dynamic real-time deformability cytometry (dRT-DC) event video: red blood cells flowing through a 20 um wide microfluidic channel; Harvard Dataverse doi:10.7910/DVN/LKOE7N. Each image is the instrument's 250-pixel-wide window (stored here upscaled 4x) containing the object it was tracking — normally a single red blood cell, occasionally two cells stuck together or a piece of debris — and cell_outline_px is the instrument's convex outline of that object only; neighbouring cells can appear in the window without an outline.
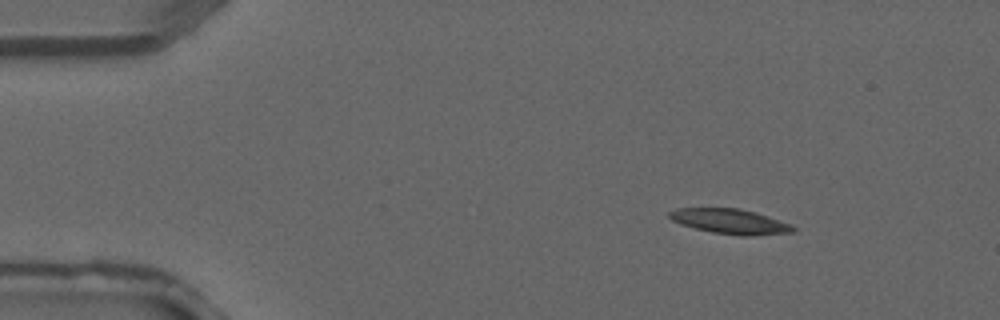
{"species": "common noctule bat (a hibernating species)", "species_latin": "Nyctalus noctula", "temperature_condition": "warm", "stored_images_in_passage": 3, "camera_frame_rate_fps": 3000, "um_per_image_px": 0.085, "animal": {"sex": "male", "forearm_length_mm": 52.5}, "frame": {"image": 1, "passage_image": 1, "time_ms": 0.0, "image_size_px": [1000, 320], "cell_outline_px": [[796, 228], [792, 232], [752, 236], [740, 236], [712, 232], [680, 224], [672, 220], [668, 216], [668, 212], [676, 208], [740, 208], [756, 212], [792, 224]], "centroid_in_image_um": [62.07, 18.82], "position_along_channel_um": 22.9, "area_um2": 18.09}}
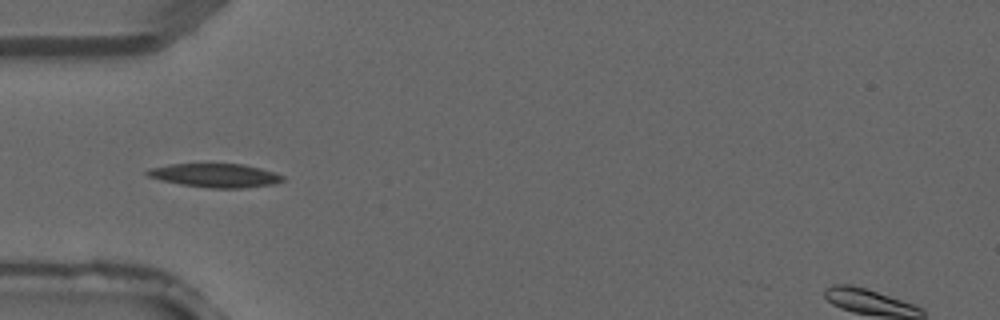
{"frame": {"image": 2, "passage_image": 3, "time_ms": 0.667, "image_size_px": [1000, 320], "cell_outline_px": [[284, 180], [272, 184], [240, 188], [212, 188], [180, 184], [160, 180], [148, 176], [144, 172], [148, 168], [172, 164], [244, 164], [276, 172], [284, 176]], "centroid_in_image_um": [18.28, 14.9], "position_along_channel_um": 66.7, "area_um2": 18.67}}